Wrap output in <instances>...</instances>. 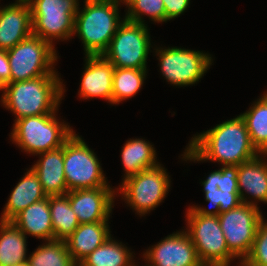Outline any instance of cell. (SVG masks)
Wrapping results in <instances>:
<instances>
[{"label":"cell","mask_w":267,"mask_h":266,"mask_svg":"<svg viewBox=\"0 0 267 266\" xmlns=\"http://www.w3.org/2000/svg\"><path fill=\"white\" fill-rule=\"evenodd\" d=\"M166 22L180 16L189 7L190 0H163Z\"/></svg>","instance_id":"32"},{"label":"cell","mask_w":267,"mask_h":266,"mask_svg":"<svg viewBox=\"0 0 267 266\" xmlns=\"http://www.w3.org/2000/svg\"><path fill=\"white\" fill-rule=\"evenodd\" d=\"M237 176L238 166H222L219 170L211 172L202 185L205 201L213 206V210L196 205L192 207L204 216H218L237 207L242 203L238 194Z\"/></svg>","instance_id":"13"},{"label":"cell","mask_w":267,"mask_h":266,"mask_svg":"<svg viewBox=\"0 0 267 266\" xmlns=\"http://www.w3.org/2000/svg\"><path fill=\"white\" fill-rule=\"evenodd\" d=\"M33 0H16L14 3L30 4Z\"/></svg>","instance_id":"34"},{"label":"cell","mask_w":267,"mask_h":266,"mask_svg":"<svg viewBox=\"0 0 267 266\" xmlns=\"http://www.w3.org/2000/svg\"><path fill=\"white\" fill-rule=\"evenodd\" d=\"M109 237L102 245L84 258L78 266H131L135 260L128 247Z\"/></svg>","instance_id":"25"},{"label":"cell","mask_w":267,"mask_h":266,"mask_svg":"<svg viewBox=\"0 0 267 266\" xmlns=\"http://www.w3.org/2000/svg\"><path fill=\"white\" fill-rule=\"evenodd\" d=\"M47 197L38 175L30 168L12 190L0 220L11 221L29 205Z\"/></svg>","instance_id":"21"},{"label":"cell","mask_w":267,"mask_h":266,"mask_svg":"<svg viewBox=\"0 0 267 266\" xmlns=\"http://www.w3.org/2000/svg\"><path fill=\"white\" fill-rule=\"evenodd\" d=\"M32 34L30 4L11 3L0 7V49H11Z\"/></svg>","instance_id":"17"},{"label":"cell","mask_w":267,"mask_h":266,"mask_svg":"<svg viewBox=\"0 0 267 266\" xmlns=\"http://www.w3.org/2000/svg\"><path fill=\"white\" fill-rule=\"evenodd\" d=\"M26 238L12 221L0 220V266H13L28 259Z\"/></svg>","instance_id":"24"},{"label":"cell","mask_w":267,"mask_h":266,"mask_svg":"<svg viewBox=\"0 0 267 266\" xmlns=\"http://www.w3.org/2000/svg\"><path fill=\"white\" fill-rule=\"evenodd\" d=\"M11 82V69L6 50L0 49V89Z\"/></svg>","instance_id":"33"},{"label":"cell","mask_w":267,"mask_h":266,"mask_svg":"<svg viewBox=\"0 0 267 266\" xmlns=\"http://www.w3.org/2000/svg\"><path fill=\"white\" fill-rule=\"evenodd\" d=\"M121 151V162L124 167L123 180L159 165L156 150L149 141L141 138L126 141Z\"/></svg>","instance_id":"23"},{"label":"cell","mask_w":267,"mask_h":266,"mask_svg":"<svg viewBox=\"0 0 267 266\" xmlns=\"http://www.w3.org/2000/svg\"><path fill=\"white\" fill-rule=\"evenodd\" d=\"M6 52L11 82L59 75L53 66L58 58L54 45L38 36L32 34Z\"/></svg>","instance_id":"6"},{"label":"cell","mask_w":267,"mask_h":266,"mask_svg":"<svg viewBox=\"0 0 267 266\" xmlns=\"http://www.w3.org/2000/svg\"><path fill=\"white\" fill-rule=\"evenodd\" d=\"M75 15L74 34L82 40L85 56L102 55L124 22L119 16L122 0H84ZM121 2V3H120ZM121 20V21H120Z\"/></svg>","instance_id":"3"},{"label":"cell","mask_w":267,"mask_h":266,"mask_svg":"<svg viewBox=\"0 0 267 266\" xmlns=\"http://www.w3.org/2000/svg\"><path fill=\"white\" fill-rule=\"evenodd\" d=\"M160 48L154 50L162 76L173 86L195 85L212 65L213 60L208 53L179 47Z\"/></svg>","instance_id":"11"},{"label":"cell","mask_w":267,"mask_h":266,"mask_svg":"<svg viewBox=\"0 0 267 266\" xmlns=\"http://www.w3.org/2000/svg\"><path fill=\"white\" fill-rule=\"evenodd\" d=\"M240 115L253 146L260 154H267V95L264 93L249 110Z\"/></svg>","instance_id":"26"},{"label":"cell","mask_w":267,"mask_h":266,"mask_svg":"<svg viewBox=\"0 0 267 266\" xmlns=\"http://www.w3.org/2000/svg\"><path fill=\"white\" fill-rule=\"evenodd\" d=\"M149 266H204L185 230L172 233L143 254Z\"/></svg>","instance_id":"14"},{"label":"cell","mask_w":267,"mask_h":266,"mask_svg":"<svg viewBox=\"0 0 267 266\" xmlns=\"http://www.w3.org/2000/svg\"><path fill=\"white\" fill-rule=\"evenodd\" d=\"M128 10L124 18L135 23L145 24L143 15H147L151 21L166 22V14L163 0H124Z\"/></svg>","instance_id":"30"},{"label":"cell","mask_w":267,"mask_h":266,"mask_svg":"<svg viewBox=\"0 0 267 266\" xmlns=\"http://www.w3.org/2000/svg\"><path fill=\"white\" fill-rule=\"evenodd\" d=\"M238 266H267V221L264 218L259 222L249 254Z\"/></svg>","instance_id":"31"},{"label":"cell","mask_w":267,"mask_h":266,"mask_svg":"<svg viewBox=\"0 0 267 266\" xmlns=\"http://www.w3.org/2000/svg\"><path fill=\"white\" fill-rule=\"evenodd\" d=\"M131 266H137V265H136L135 262H134ZM145 266H149V265L147 264V265H145Z\"/></svg>","instance_id":"36"},{"label":"cell","mask_w":267,"mask_h":266,"mask_svg":"<svg viewBox=\"0 0 267 266\" xmlns=\"http://www.w3.org/2000/svg\"><path fill=\"white\" fill-rule=\"evenodd\" d=\"M170 183L166 169L159 164L123 180L115 190L122 195L130 208L139 216H144L163 202L169 192Z\"/></svg>","instance_id":"10"},{"label":"cell","mask_w":267,"mask_h":266,"mask_svg":"<svg viewBox=\"0 0 267 266\" xmlns=\"http://www.w3.org/2000/svg\"><path fill=\"white\" fill-rule=\"evenodd\" d=\"M188 145L182 155L185 161H218L223 166H238L260 154L241 115L193 136Z\"/></svg>","instance_id":"1"},{"label":"cell","mask_w":267,"mask_h":266,"mask_svg":"<svg viewBox=\"0 0 267 266\" xmlns=\"http://www.w3.org/2000/svg\"><path fill=\"white\" fill-rule=\"evenodd\" d=\"M108 221L81 223L65 240L73 261L78 265L110 236Z\"/></svg>","instance_id":"20"},{"label":"cell","mask_w":267,"mask_h":266,"mask_svg":"<svg viewBox=\"0 0 267 266\" xmlns=\"http://www.w3.org/2000/svg\"><path fill=\"white\" fill-rule=\"evenodd\" d=\"M56 115L55 112L14 120L11 141L32 155L63 146L74 131L67 123L59 121Z\"/></svg>","instance_id":"4"},{"label":"cell","mask_w":267,"mask_h":266,"mask_svg":"<svg viewBox=\"0 0 267 266\" xmlns=\"http://www.w3.org/2000/svg\"><path fill=\"white\" fill-rule=\"evenodd\" d=\"M30 266H78L65 240H50L39 245L27 259Z\"/></svg>","instance_id":"29"},{"label":"cell","mask_w":267,"mask_h":266,"mask_svg":"<svg viewBox=\"0 0 267 266\" xmlns=\"http://www.w3.org/2000/svg\"><path fill=\"white\" fill-rule=\"evenodd\" d=\"M267 154H259L255 158L238 165V194L242 203L257 205V201L267 203ZM265 157V158H264ZM254 201L248 200V195Z\"/></svg>","instance_id":"18"},{"label":"cell","mask_w":267,"mask_h":266,"mask_svg":"<svg viewBox=\"0 0 267 266\" xmlns=\"http://www.w3.org/2000/svg\"><path fill=\"white\" fill-rule=\"evenodd\" d=\"M186 217V232L204 266H230L237 259L228 249L218 216L201 215L189 206Z\"/></svg>","instance_id":"5"},{"label":"cell","mask_w":267,"mask_h":266,"mask_svg":"<svg viewBox=\"0 0 267 266\" xmlns=\"http://www.w3.org/2000/svg\"><path fill=\"white\" fill-rule=\"evenodd\" d=\"M61 80L59 75H46L9 82L0 89L3 91L1 103L15 114V120L55 113L66 91Z\"/></svg>","instance_id":"2"},{"label":"cell","mask_w":267,"mask_h":266,"mask_svg":"<svg viewBox=\"0 0 267 266\" xmlns=\"http://www.w3.org/2000/svg\"><path fill=\"white\" fill-rule=\"evenodd\" d=\"M13 266H30V264H29L28 260H25L23 262H20V263L13 265Z\"/></svg>","instance_id":"35"},{"label":"cell","mask_w":267,"mask_h":266,"mask_svg":"<svg viewBox=\"0 0 267 266\" xmlns=\"http://www.w3.org/2000/svg\"><path fill=\"white\" fill-rule=\"evenodd\" d=\"M38 155L40 159L31 168L38 175L43 191L47 196L66 194L64 145Z\"/></svg>","instance_id":"19"},{"label":"cell","mask_w":267,"mask_h":266,"mask_svg":"<svg viewBox=\"0 0 267 266\" xmlns=\"http://www.w3.org/2000/svg\"><path fill=\"white\" fill-rule=\"evenodd\" d=\"M147 69L114 68L112 104L134 97L146 79Z\"/></svg>","instance_id":"28"},{"label":"cell","mask_w":267,"mask_h":266,"mask_svg":"<svg viewBox=\"0 0 267 266\" xmlns=\"http://www.w3.org/2000/svg\"><path fill=\"white\" fill-rule=\"evenodd\" d=\"M69 203L79 223L109 221L116 191L111 187L68 191Z\"/></svg>","instance_id":"15"},{"label":"cell","mask_w":267,"mask_h":266,"mask_svg":"<svg viewBox=\"0 0 267 266\" xmlns=\"http://www.w3.org/2000/svg\"><path fill=\"white\" fill-rule=\"evenodd\" d=\"M147 24L124 20L102 56L114 68L147 69L151 37Z\"/></svg>","instance_id":"8"},{"label":"cell","mask_w":267,"mask_h":266,"mask_svg":"<svg viewBox=\"0 0 267 266\" xmlns=\"http://www.w3.org/2000/svg\"><path fill=\"white\" fill-rule=\"evenodd\" d=\"M25 235L44 241L54 240L49 196L33 203L11 220Z\"/></svg>","instance_id":"22"},{"label":"cell","mask_w":267,"mask_h":266,"mask_svg":"<svg viewBox=\"0 0 267 266\" xmlns=\"http://www.w3.org/2000/svg\"><path fill=\"white\" fill-rule=\"evenodd\" d=\"M49 207L54 231V240H66L79 226L67 194L50 195Z\"/></svg>","instance_id":"27"},{"label":"cell","mask_w":267,"mask_h":266,"mask_svg":"<svg viewBox=\"0 0 267 266\" xmlns=\"http://www.w3.org/2000/svg\"><path fill=\"white\" fill-rule=\"evenodd\" d=\"M258 206L241 203L234 209L218 215L229 251L241 263L249 254L260 220Z\"/></svg>","instance_id":"12"},{"label":"cell","mask_w":267,"mask_h":266,"mask_svg":"<svg viewBox=\"0 0 267 266\" xmlns=\"http://www.w3.org/2000/svg\"><path fill=\"white\" fill-rule=\"evenodd\" d=\"M91 148L76 132L64 143V173L67 192L111 187Z\"/></svg>","instance_id":"7"},{"label":"cell","mask_w":267,"mask_h":266,"mask_svg":"<svg viewBox=\"0 0 267 266\" xmlns=\"http://www.w3.org/2000/svg\"><path fill=\"white\" fill-rule=\"evenodd\" d=\"M82 73L80 98H103L112 104L114 66L102 55L86 56Z\"/></svg>","instance_id":"16"},{"label":"cell","mask_w":267,"mask_h":266,"mask_svg":"<svg viewBox=\"0 0 267 266\" xmlns=\"http://www.w3.org/2000/svg\"><path fill=\"white\" fill-rule=\"evenodd\" d=\"M32 33L43 40H68L74 34L78 0H33L30 3Z\"/></svg>","instance_id":"9"}]
</instances>
